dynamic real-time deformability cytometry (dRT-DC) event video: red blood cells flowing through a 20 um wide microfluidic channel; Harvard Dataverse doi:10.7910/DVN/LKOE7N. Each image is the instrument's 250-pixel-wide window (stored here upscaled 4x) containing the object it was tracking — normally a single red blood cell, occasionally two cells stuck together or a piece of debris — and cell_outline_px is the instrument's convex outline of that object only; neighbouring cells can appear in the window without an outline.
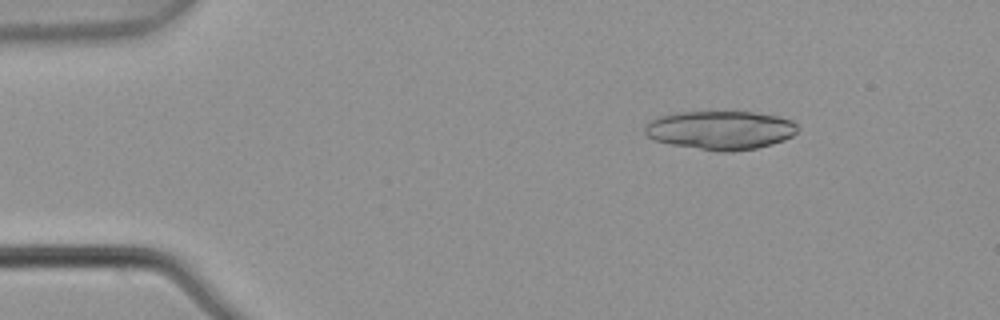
{"species": "common noctule bat (a hibernating species)", "species_latin": "Nyctalus noctula", "temperature_condition": "warm", "stored_images_in_passage": 4, "camera_frame_rate_fps": 3000, "um_per_image_px": 0.085, "animal": {"sex": "male", "body_mass_g": 21.5, "forearm_length_mm": 52.0}, "frame": {"image": 1, "passage_image": 2, "time_ms": 0.333, "image_size_px": [1000, 320], "cell_outline_px": [[800, 128], [792, 136], [784, 140], [772, 144], [756, 148], [732, 152], [720, 152], [668, 144], [656, 140], [648, 136], [644, 132], [644, 124], [660, 116], [680, 112], [752, 112], [776, 116], [792, 120]], "centroid_in_image_um": [61.24, 11.07], "position_along_channel_um": 23.8, "area_um2": 34.56}}